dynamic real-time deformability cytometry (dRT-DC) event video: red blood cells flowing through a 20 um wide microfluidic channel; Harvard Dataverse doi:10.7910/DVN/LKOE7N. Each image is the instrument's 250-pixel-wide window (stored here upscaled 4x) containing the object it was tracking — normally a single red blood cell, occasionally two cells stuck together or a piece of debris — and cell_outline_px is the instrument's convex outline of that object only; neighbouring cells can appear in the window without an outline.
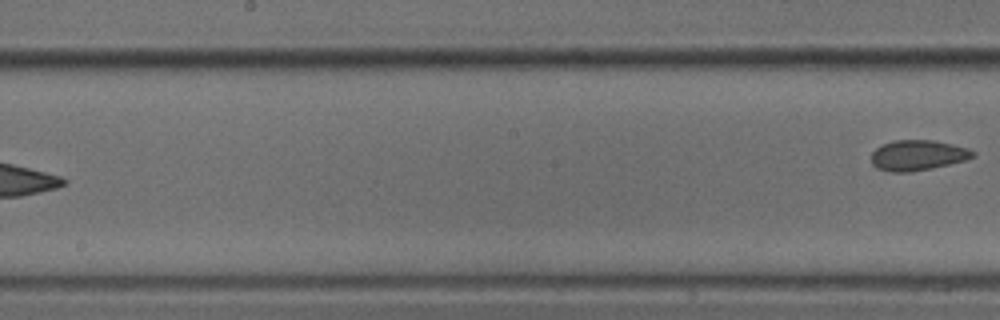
{"species": "common noctule bat (a hibernating species)", "species_latin": "Nyctalus noctula", "temperature_condition": "cold", "stored_images_in_passage": 8, "segment_of_instrument_passage": [2, 2], "camera_frame_rate_fps": 3000, "um_per_image_px": 0.085, "animal": {"sex": "male", "body_mass_g": 18.8}, "frame": {"image": 1, "passage_image": 8, "time_ms": 2.333, "image_size_px": [1000, 320], "cell_outline_px": [[976, 156], [964, 160], [932, 168], [912, 172], [892, 172], [876, 168], [872, 164], [872, 152], [876, 148], [892, 140], [932, 140], [952, 144], [968, 148], [976, 152]], "centroid_in_image_um": [78.01, 13.2], "position_along_channel_um": 170.2, "area_um2": 17.98}}